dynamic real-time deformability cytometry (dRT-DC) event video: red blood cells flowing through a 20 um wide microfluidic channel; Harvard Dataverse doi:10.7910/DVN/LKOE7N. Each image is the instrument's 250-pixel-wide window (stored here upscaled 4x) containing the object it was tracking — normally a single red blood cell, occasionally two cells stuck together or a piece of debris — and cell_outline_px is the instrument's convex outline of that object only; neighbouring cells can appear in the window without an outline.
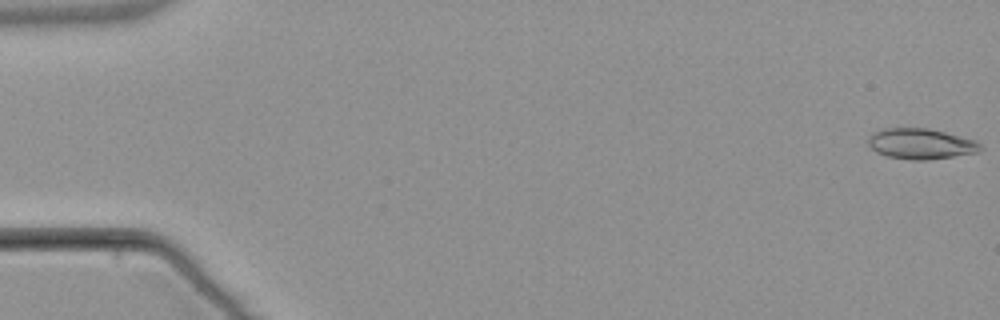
{"species": "common noctule bat (a hibernating species)", "species_latin": "Nyctalus noctula", "temperature_condition": "warm", "stored_images_in_passage": 6, "camera_frame_rate_fps": 3000, "um_per_image_px": 0.085, "animal": {"sex": "male", "body_mass_g": 21.5, "forearm_length_mm": 52.0}, "frame": {"image": 1, "passage_image": 1, "time_ms": 0.0, "image_size_px": [1000, 320], "cell_outline_px": [[984, 148], [976, 152], [952, 156], [924, 160], [912, 160], [884, 156], [876, 152], [868, 144], [868, 140], [876, 132], [884, 128], [928, 128], [976, 140]], "centroid_in_image_um": [78.27, 12.22], "position_along_channel_um": 6.7, "area_um2": 19.77}}
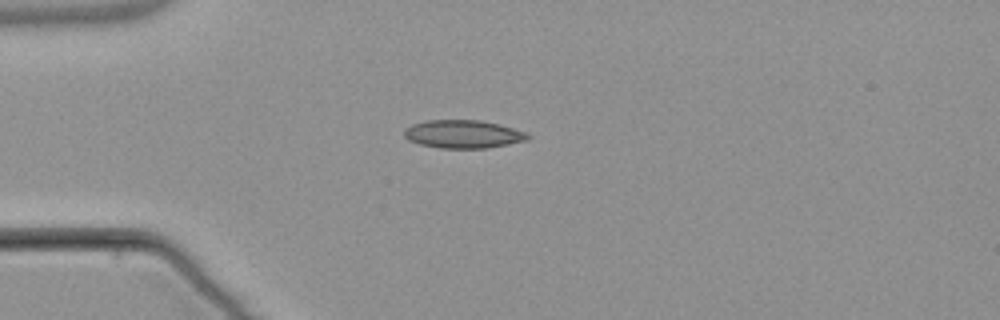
{"frame": {"image": 2, "passage_image": 5, "time_ms": 4.667, "image_size_px": [1000, 320], "cell_outline_px": [[532, 136], [528, 140], [488, 148], [440, 148], [420, 144], [408, 140], [404, 136], [404, 128], [412, 124], [424, 120], [480, 120], [500, 124], [528, 132]], "centroid_in_image_um": [39.39, 11.39], "position_along_channel_um": 45.6, "area_um2": 20.52}}
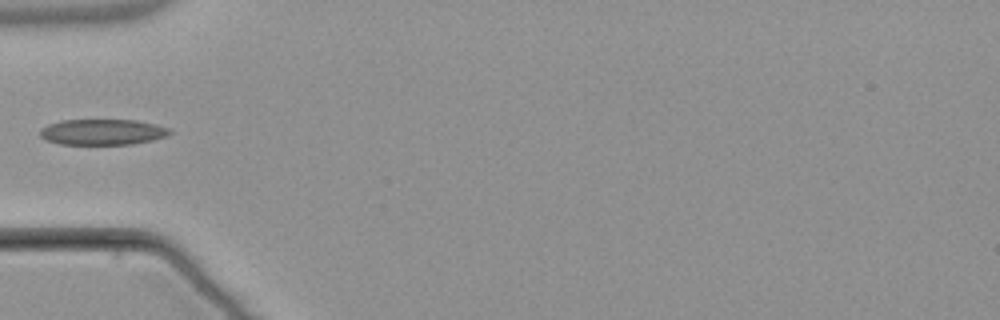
{"frame": {"image": 3, "passage_image": 6, "time_ms": 6.0, "image_size_px": [1000, 320], "cell_outline_px": [[172, 132], [168, 136], [152, 140], [132, 144], [60, 144], [48, 140], [40, 136], [40, 128], [48, 124], [60, 120], [136, 120], [156, 124], [168, 128]], "centroid_in_image_um": [8.72, 11.21], "position_along_channel_um": 76.3, "area_um2": 19.48}}